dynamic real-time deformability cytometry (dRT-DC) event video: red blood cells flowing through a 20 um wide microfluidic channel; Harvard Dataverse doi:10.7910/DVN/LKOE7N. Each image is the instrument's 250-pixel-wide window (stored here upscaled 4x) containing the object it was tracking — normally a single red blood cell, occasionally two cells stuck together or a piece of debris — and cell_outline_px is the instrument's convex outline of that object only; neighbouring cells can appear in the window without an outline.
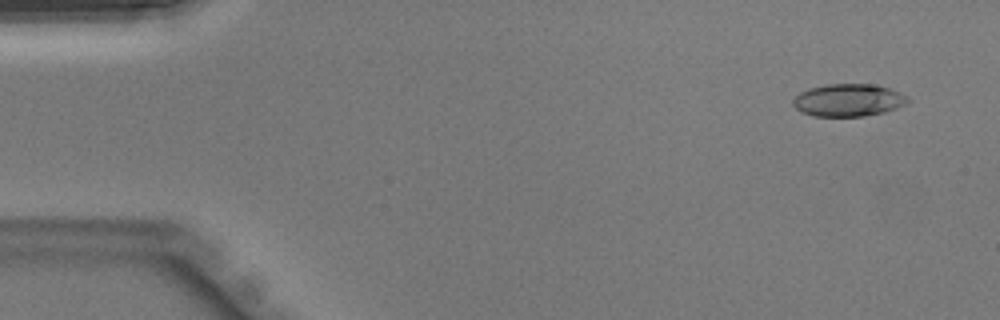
{"species": "Egyptian fruit bat (a non-hibernating species)", "species_latin": "Rousettus aegyptiacus", "temperature_condition": "warm", "stored_images_in_passage": 43, "camera_frame_rate_fps": 3000, "um_per_image_px": 0.085, "animal": {"sex": "male"}, "frame": {"image": 1, "passage_image": 3, "time_ms": 0.667, "image_size_px": [1000, 320], "cell_outline_px": [[912, 100], [896, 108], [884, 112], [864, 116], [812, 116], [796, 108], [792, 104], [792, 100], [800, 92], [808, 88], [828, 84], [872, 84], [888, 88], [900, 92], [908, 96]], "centroid_in_image_um": [72.12, 8.51], "position_along_channel_um": 12.9, "area_um2": 21.73}}
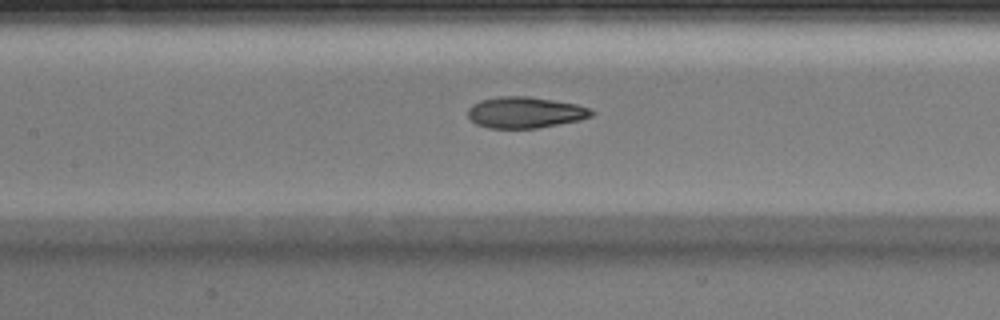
{"frame": {"image": 2, "passage_image": 20, "time_ms": 6.333, "image_size_px": [1000, 320], "cell_outline_px": [[596, 112], [592, 116], [580, 120], [536, 128], [488, 128], [476, 124], [468, 116], [468, 108], [472, 104], [480, 100], [500, 96], [528, 96], [576, 104], [588, 108]], "centroid_in_image_um": [44.62, 9.55], "position_along_channel_um": 162.8, "area_um2": 22.43}}
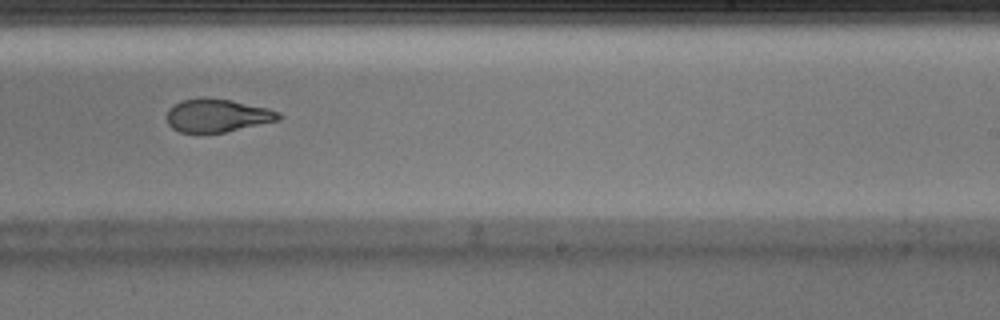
{"frame": {"image": 3, "passage_image": 27, "time_ms": 8.667, "image_size_px": [1000, 320], "cell_outline_px": [[284, 116], [280, 120], [224, 132], [180, 132], [172, 128], [168, 124], [168, 108], [180, 100], [232, 100], [268, 108], [280, 112]], "centroid_in_image_um": [18.52, 9.84], "position_along_channel_um": 270.5, "area_um2": 21.04}}